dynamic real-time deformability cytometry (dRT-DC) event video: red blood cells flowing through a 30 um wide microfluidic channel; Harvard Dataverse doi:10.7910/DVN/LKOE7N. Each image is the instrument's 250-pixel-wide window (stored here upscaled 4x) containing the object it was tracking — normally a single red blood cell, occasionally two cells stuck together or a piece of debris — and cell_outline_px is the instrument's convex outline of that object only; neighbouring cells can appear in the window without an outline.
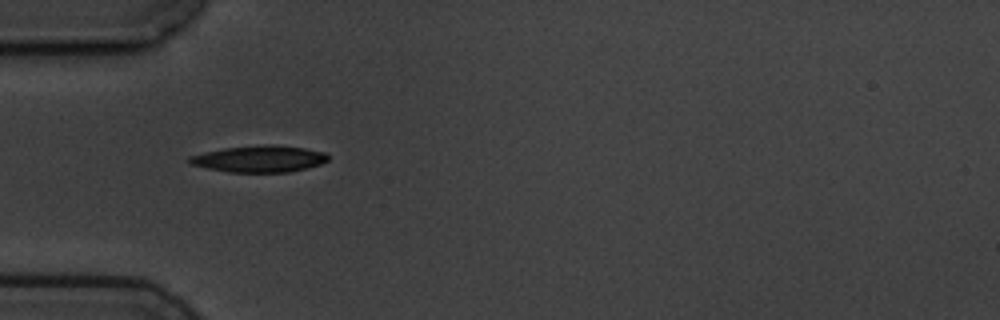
{"species": "common noctule bat (a hibernating species)", "species_latin": "Nyctalus noctula", "temperature_condition": "cold", "stored_images_in_passage": 4, "camera_frame_rate_fps": 3000, "um_per_image_px": 0.085, "animal": {"sex": "male", "body_mass_g": 19.5, "forearm_length_mm": 54.6}, "frame": {"image": 1, "passage_image": 1, "time_ms": 0.0, "image_size_px": [1000, 320], "cell_outline_px": [[328, 160], [320, 164], [288, 172], [228, 172], [188, 164], [188, 156], [204, 152], [224, 148], [264, 144], [268, 144], [304, 148], [324, 152], [328, 156]], "centroid_in_image_um": [21.99, 13.5], "position_along_channel_um": 63.0, "area_um2": 21.39}}
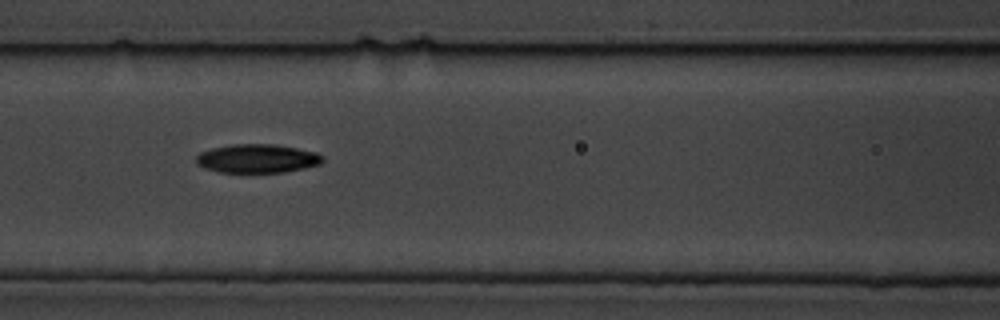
{"frame": {"image": 2, "passage_image": 3, "time_ms": 2.333, "image_size_px": [1000, 320], "cell_outline_px": [[324, 160], [320, 164], [304, 168], [284, 172], [220, 172], [204, 168], [196, 164], [196, 156], [200, 152], [212, 148], [232, 144], [276, 144], [316, 152], [324, 156]], "centroid_in_image_um": [21.87, 13.47], "position_along_channel_um": 144.7, "area_um2": 21.21}}
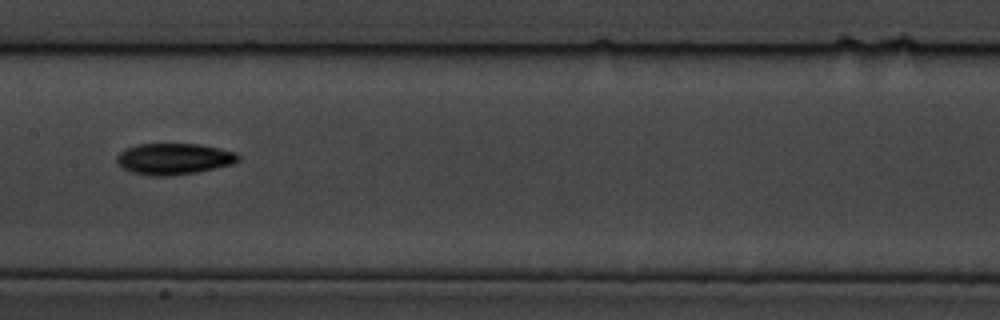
{"frame": {"image": 3, "passage_image": 4, "time_ms": 3.667, "image_size_px": [1000, 320], "cell_outline_px": [[240, 160], [232, 164], [196, 172], [172, 176], [152, 176], [132, 172], [124, 168], [116, 160], [116, 156], [124, 148], [136, 144], [200, 144], [220, 148], [236, 152], [240, 156]], "centroid_in_image_um": [14.79, 13.49], "position_along_channel_um": 192.6, "area_um2": 22.2}}